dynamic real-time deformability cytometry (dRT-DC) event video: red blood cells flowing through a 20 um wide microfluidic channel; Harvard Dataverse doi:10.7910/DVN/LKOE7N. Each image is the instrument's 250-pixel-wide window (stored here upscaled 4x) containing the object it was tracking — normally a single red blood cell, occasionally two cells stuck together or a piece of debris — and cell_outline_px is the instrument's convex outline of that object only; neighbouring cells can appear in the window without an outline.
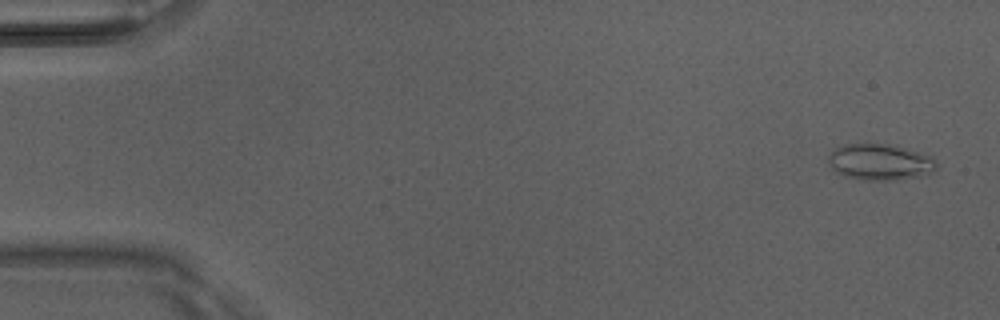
{"species": "Egyptian fruit bat (a non-hibernating species)", "species_latin": "Rousettus aegyptiacus", "temperature_condition": "room temperature", "stored_images_in_passage": 3, "camera_frame_rate_fps": 3000, "um_per_image_px": 0.085, "animal": {"sex": "male"}, "frame": {"image": 1, "passage_image": 1, "time_ms": 0.0, "image_size_px": [1000, 320], "cell_outline_px": [[936, 168], [932, 172], [920, 176], [896, 180], [868, 180], [844, 176], [836, 172], [832, 168], [828, 160], [828, 156], [836, 148], [844, 144], [888, 144], [904, 148], [932, 156], [936, 160]], "centroid_in_image_um": [74.8, 13.78], "position_along_channel_um": 10.2, "area_um2": 22.66}}